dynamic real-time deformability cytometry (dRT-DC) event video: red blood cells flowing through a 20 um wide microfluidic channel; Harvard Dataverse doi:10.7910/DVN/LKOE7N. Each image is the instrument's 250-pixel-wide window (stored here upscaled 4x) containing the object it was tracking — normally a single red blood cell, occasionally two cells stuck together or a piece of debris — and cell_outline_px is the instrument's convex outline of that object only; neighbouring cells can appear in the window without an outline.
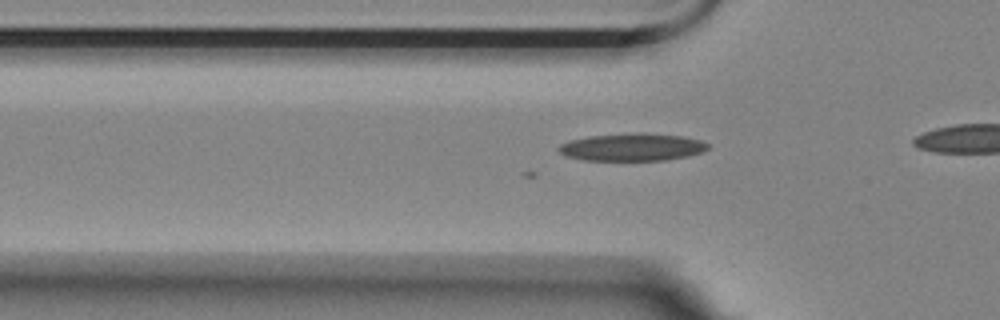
{"species": "Egyptian fruit bat (a non-hibernating species)", "species_latin": "Rousettus aegyptiacus", "temperature_condition": "room temperature", "stored_images_in_passage": 15, "camera_frame_rate_fps": 3000, "um_per_image_px": 0.085, "animal": {"sex": "female"}, "frame": {"image": 1, "passage_image": 9, "time_ms": 2.667, "image_size_px": [1000, 320], "cell_outline_px": [[708, 148], [700, 152], [688, 156], [668, 160], [580, 160], [564, 156], [556, 148], [560, 144], [568, 140], [588, 136], [632, 132], [644, 132], [684, 136], [700, 140], [708, 144]], "centroid_in_image_um": [53.68, 12.49], "position_along_channel_um": 72.1, "area_um2": 24.33}}